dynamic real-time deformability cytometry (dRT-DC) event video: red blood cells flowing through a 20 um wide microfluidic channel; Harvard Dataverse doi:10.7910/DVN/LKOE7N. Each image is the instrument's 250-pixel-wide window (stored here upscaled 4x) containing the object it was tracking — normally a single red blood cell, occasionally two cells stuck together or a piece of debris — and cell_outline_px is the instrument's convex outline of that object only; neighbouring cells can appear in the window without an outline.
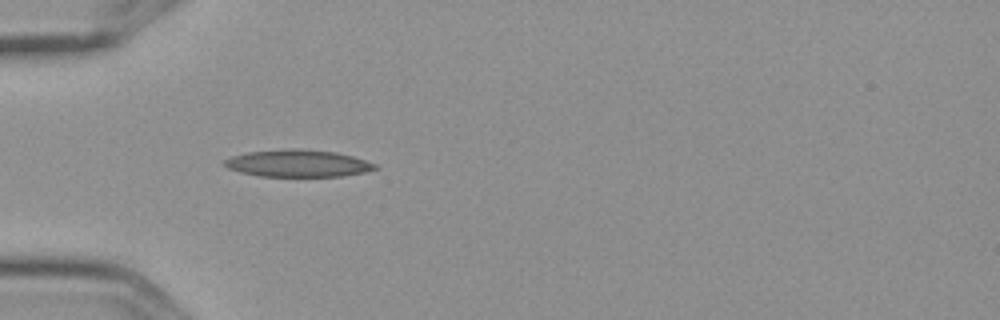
{"species": "Egyptian fruit bat (a non-hibernating species)", "species_latin": "Rousettus aegyptiacus", "temperature_condition": "cold", "stored_images_in_passage": 5, "camera_frame_rate_fps": 3000, "um_per_image_px": 0.085, "frame": {"image": 1, "passage_image": 3, "time_ms": 0.667, "image_size_px": [1000, 320], "cell_outline_px": [[380, 168], [364, 172], [340, 176], [260, 176], [240, 172], [228, 168], [224, 164], [224, 160], [232, 156], [248, 152], [292, 148], [296, 148], [336, 152], [352, 156], [376, 164]], "centroid_in_image_um": [25.33, 13.88], "position_along_channel_um": 59.7, "area_um2": 23.64}}
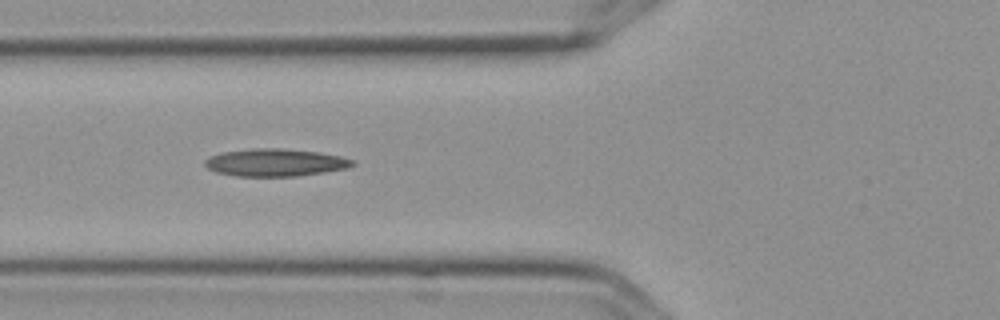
{"frame": {"image": 2, "passage_image": 4, "time_ms": 1.0, "image_size_px": [1000, 320], "cell_outline_px": [[356, 164], [348, 168], [324, 172], [296, 176], [236, 176], [216, 172], [208, 168], [204, 164], [204, 160], [208, 156], [224, 152], [252, 148], [284, 148], [320, 152], [340, 156], [352, 160]], "centroid_in_image_um": [23.39, 13.81], "position_along_channel_um": 102.4, "area_um2": 23.76}}
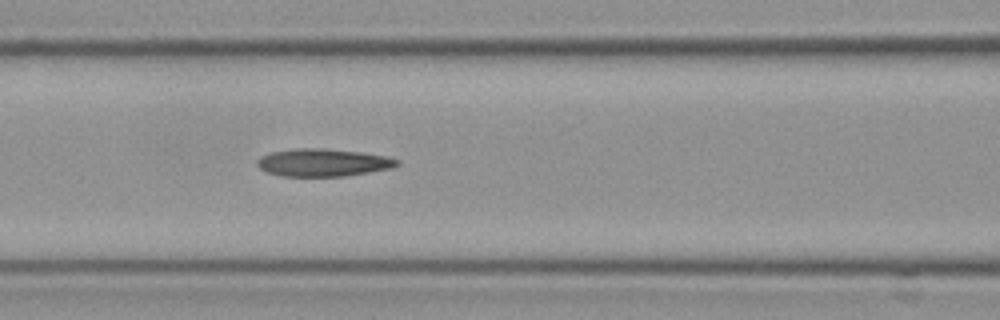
{"frame": {"image": 3, "passage_image": 5, "time_ms": 1.333, "image_size_px": [1000, 320], "cell_outline_px": [[400, 164], [392, 168], [344, 176], [284, 176], [268, 172], [260, 168], [256, 164], [256, 160], [260, 156], [272, 152], [292, 148], [324, 148], [360, 152], [384, 156], [400, 160]], "centroid_in_image_um": [27.44, 13.81], "position_along_channel_um": 139.2, "area_um2": 22.48}}